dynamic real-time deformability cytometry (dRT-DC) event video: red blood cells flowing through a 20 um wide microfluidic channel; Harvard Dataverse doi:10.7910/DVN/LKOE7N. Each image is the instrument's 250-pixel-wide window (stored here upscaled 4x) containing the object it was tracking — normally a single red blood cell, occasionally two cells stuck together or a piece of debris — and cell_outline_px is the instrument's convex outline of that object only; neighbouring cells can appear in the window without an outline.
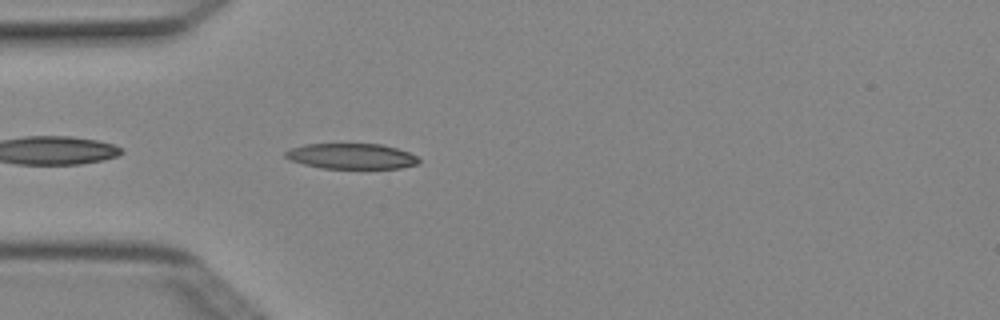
{"species": "Egyptian fruit bat (a non-hibernating species)", "species_latin": "Rousettus aegyptiacus", "temperature_condition": "cold", "stored_images_in_passage": 2, "camera_frame_rate_fps": 3000, "um_per_image_px": 0.085, "animal": {"sex": "female"}, "frame": {"image": 1, "passage_image": 2, "time_ms": 0.333, "image_size_px": [1000, 320], "cell_outline_px": [[420, 164], [400, 168], [320, 168], [288, 160], [284, 156], [284, 152], [292, 148], [304, 144], [380, 144], [396, 148], [408, 152], [416, 156], [420, 160]], "centroid_in_image_um": [29.86, 13.28], "position_along_channel_um": 55.1, "area_um2": 19.83}}